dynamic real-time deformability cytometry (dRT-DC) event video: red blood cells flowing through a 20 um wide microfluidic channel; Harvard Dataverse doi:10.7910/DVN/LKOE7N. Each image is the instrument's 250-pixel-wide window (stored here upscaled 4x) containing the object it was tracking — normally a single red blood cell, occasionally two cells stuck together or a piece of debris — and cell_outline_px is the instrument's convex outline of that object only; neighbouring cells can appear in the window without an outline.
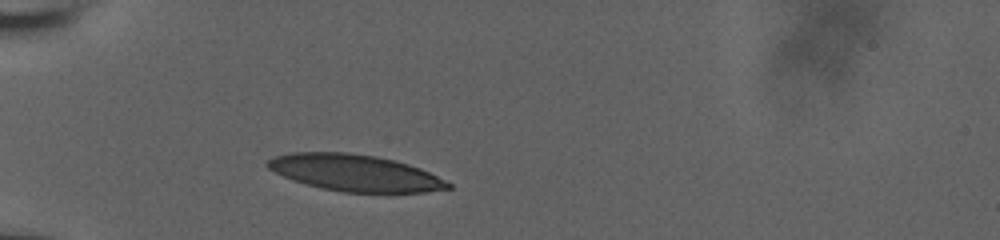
{"species": "human", "species_latin": "Homo sapiens", "temperature_condition": "room temperature", "stored_images_in_passage": 6, "camera_frame_rate_fps": 3000, "um_per_image_px": 0.085, "donor": {"sex": "male"}, "frame": {"image": 1, "passage_image": 3, "time_ms": 0.667, "image_size_px": [1000, 240], "cell_outline_px": [[452, 188], [424, 192], [344, 192], [320, 188], [292, 180], [268, 168], [264, 164], [272, 156], [292, 152], [348, 152], [376, 156], [396, 160], [420, 168], [452, 184]], "centroid_in_image_um": [30.14, 14.68], "position_along_channel_um": 54.9, "area_um2": 38.44}}
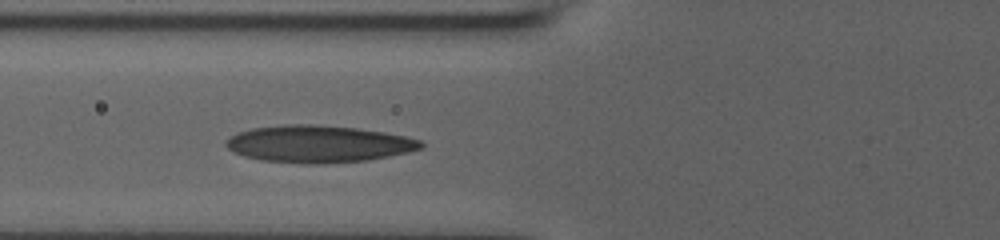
{"frame": {"image": 2, "passage_image": 5, "time_ms": 1.333, "image_size_px": [1000, 240], "cell_outline_px": [[424, 148], [408, 152], [368, 160], [324, 164], [304, 164], [260, 160], [244, 156], [228, 148], [224, 144], [224, 140], [236, 132], [252, 128], [284, 124], [320, 124], [356, 128], [384, 132], [404, 136], [420, 140], [424, 144]], "centroid_in_image_um": [27.04, 12.23], "position_along_channel_um": 98.8, "area_um2": 42.48}}